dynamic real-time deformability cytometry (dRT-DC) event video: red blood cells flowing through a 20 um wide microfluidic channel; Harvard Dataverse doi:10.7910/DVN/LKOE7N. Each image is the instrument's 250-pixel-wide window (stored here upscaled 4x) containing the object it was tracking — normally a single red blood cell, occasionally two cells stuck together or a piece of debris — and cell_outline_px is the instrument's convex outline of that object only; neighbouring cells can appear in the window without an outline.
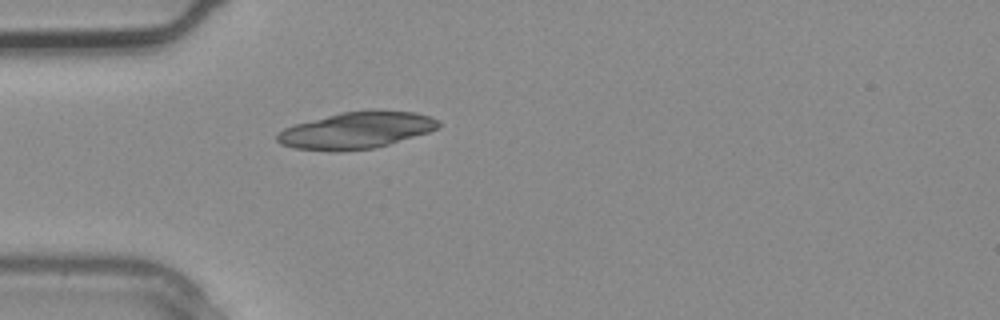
{"species": "common noctule bat (a hibernating species)", "species_latin": "Nyctalus noctula", "temperature_condition": "warm", "stored_images_in_passage": 3, "camera_frame_rate_fps": 3000, "um_per_image_px": 0.085, "animal": {"sex": "male", "body_mass_g": 20.4}, "frame": {"image": 1, "passage_image": 3, "time_ms": 0.667, "image_size_px": [1000, 320], "cell_outline_px": [[440, 128], [428, 132], [376, 148], [336, 152], [332, 152], [292, 148], [280, 144], [276, 140], [276, 136], [284, 128], [296, 124], [340, 112], [416, 112], [432, 116], [440, 120]], "centroid_in_image_um": [30.28, 11.11], "position_along_channel_um": 54.7, "area_um2": 34.16}}